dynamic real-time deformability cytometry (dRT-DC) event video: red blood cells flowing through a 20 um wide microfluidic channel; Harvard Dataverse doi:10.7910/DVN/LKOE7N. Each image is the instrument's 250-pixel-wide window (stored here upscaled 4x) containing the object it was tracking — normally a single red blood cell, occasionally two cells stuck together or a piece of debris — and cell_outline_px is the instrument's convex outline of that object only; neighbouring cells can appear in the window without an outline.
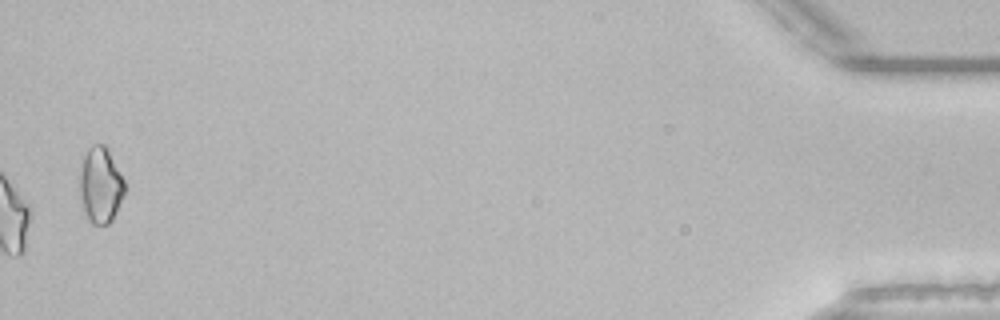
{"species": "common noctule bat (a hibernating species)", "species_latin": "Nyctalus noctula", "temperature_condition": "room temperature", "stored_images_in_passage": 51, "camera_frame_rate_fps": 3000, "um_per_image_px": 0.085, "animal": {"sex": "male", "body_mass_g": 21.5, "forearm_length_mm": 52.0}, "frame": {"image": 1, "passage_image": 51, "time_ms": 16.667, "image_size_px": [1000, 320], "cell_outline_px": [[124, 196], [112, 220], [108, 224], [92, 224], [84, 216], [80, 196], [80, 172], [84, 156], [88, 148], [92, 144], [104, 144], [124, 180]], "centroid_in_image_um": [8.52, 15.78], "position_along_channel_um": 426.7, "area_um2": 19.77}, "authors_computed_cell_mechanics": {"area_um2": 18.7272, "velocity_mm_per_s": 3.8419, "shape_relaxation_time_tau1_ms": 10.3028, "shape_relaxation_time_tau2_ms": 4.5847, "deformation_change_tau1": 0.2043, "deformation_change_tau2": 0.1237}}